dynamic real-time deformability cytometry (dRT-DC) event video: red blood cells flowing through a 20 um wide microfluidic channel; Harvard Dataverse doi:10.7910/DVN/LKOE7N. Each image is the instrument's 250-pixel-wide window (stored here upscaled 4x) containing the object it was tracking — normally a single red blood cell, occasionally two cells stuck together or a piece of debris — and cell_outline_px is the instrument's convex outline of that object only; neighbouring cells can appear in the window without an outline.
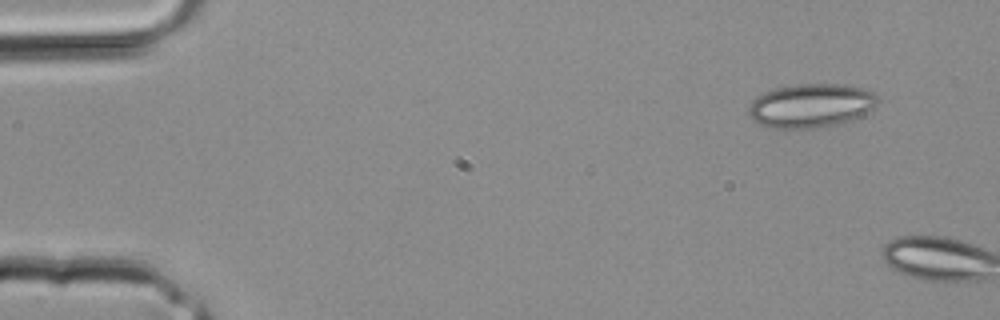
{"species": "common noctule bat (a hibernating species)", "species_latin": "Nyctalus noctula", "temperature_condition": "room temperature", "stored_images_in_passage": 5, "camera_frame_rate_fps": 3000, "um_per_image_px": 0.085, "animal": {"sex": "male", "body_mass_g": 20.4}, "frame": {"image": 1, "passage_image": 1, "time_ms": 0.0, "image_size_px": [1000, 320], "cell_outline_px": [[880, 100], [872, 108], [860, 116], [852, 120], [836, 124], [812, 128], [768, 128], [756, 124], [752, 120], [748, 112], [748, 108], [752, 100], [756, 96], [764, 92], [776, 88], [800, 84], [840, 84], [860, 88], [872, 92]], "centroid_in_image_um": [68.87, 8.99], "position_along_channel_um": 16.1, "area_um2": 32.95}}